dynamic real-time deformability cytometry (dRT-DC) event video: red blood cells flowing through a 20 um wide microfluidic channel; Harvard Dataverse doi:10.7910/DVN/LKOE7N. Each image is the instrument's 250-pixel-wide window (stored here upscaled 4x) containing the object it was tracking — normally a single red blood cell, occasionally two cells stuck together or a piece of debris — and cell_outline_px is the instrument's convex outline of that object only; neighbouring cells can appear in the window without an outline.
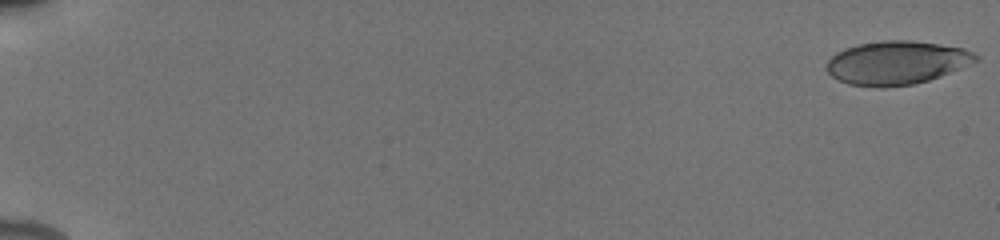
{"species": "human", "species_latin": "Homo sapiens", "temperature_condition": "cold", "stored_images_in_passage": 54, "camera_frame_rate_fps": 3000, "um_per_image_px": 0.085, "donor": {"sex": "male"}, "frame": {"image": 1, "passage_image": 1, "time_ms": 0.0, "image_size_px": [1000, 240], "cell_outline_px": [[980, 60], [940, 76], [928, 80], [912, 84], [884, 88], [880, 88], [848, 84], [832, 76], [828, 72], [828, 60], [836, 52], [844, 48], [860, 44], [880, 40], [912, 40], [964, 48], [980, 56]], "centroid_in_image_um": [76.23, 5.33], "position_along_channel_um": 8.8, "area_um2": 37.8}}
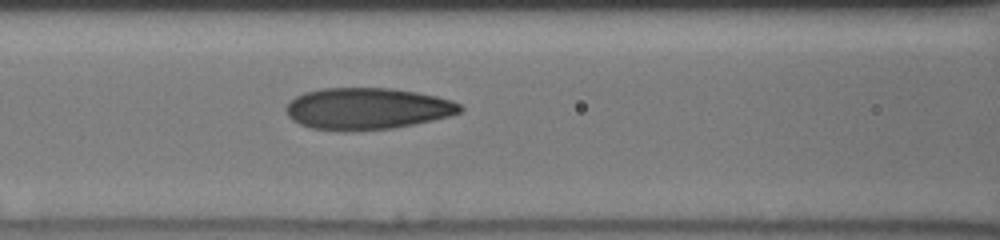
{"frame": {"image": 2, "passage_image": 26, "time_ms": 8.333, "image_size_px": [1000, 240], "cell_outline_px": [[464, 108], [460, 112], [452, 116], [392, 128], [344, 132], [312, 128], [300, 124], [292, 120], [288, 116], [284, 108], [296, 96], [304, 92], [324, 88], [392, 88], [416, 92], [436, 96], [452, 100], [460, 104]], "centroid_in_image_um": [31.21, 9.24], "position_along_channel_um": 135.4, "area_um2": 42.43}}
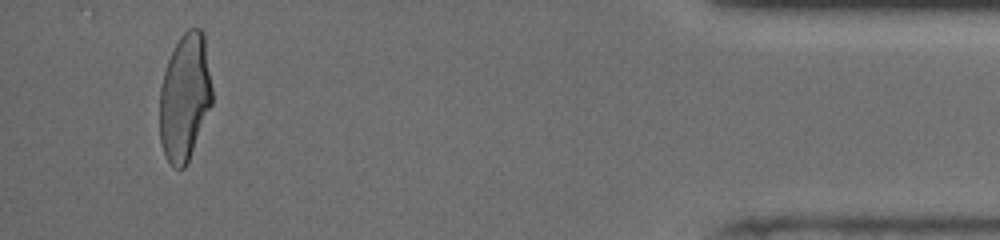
{"frame": {"image": 3, "passage_image": 52, "time_ms": 17.0, "image_size_px": [1000, 240], "cell_outline_px": [[212, 104], [188, 160], [184, 168], [172, 168], [164, 152], [160, 140], [160, 88], [164, 72], [168, 60], [180, 36], [188, 28], [200, 28], [204, 32], [212, 88]], "centroid_in_image_um": [15.71, 8.24], "position_along_channel_um": 419.5, "area_um2": 38.67}, "authors_computed_cell_mechanics": {"area_um2": 40.171, "velocity_mm_per_s": 3.9305, "shape_relaxation_time_tau1_ms": 4.7843, "shape_relaxation_time_tau2_ms": 1.2652, "deformation_change_tau1": 0.2023, "deformation_change_tau2": 0.0885}}